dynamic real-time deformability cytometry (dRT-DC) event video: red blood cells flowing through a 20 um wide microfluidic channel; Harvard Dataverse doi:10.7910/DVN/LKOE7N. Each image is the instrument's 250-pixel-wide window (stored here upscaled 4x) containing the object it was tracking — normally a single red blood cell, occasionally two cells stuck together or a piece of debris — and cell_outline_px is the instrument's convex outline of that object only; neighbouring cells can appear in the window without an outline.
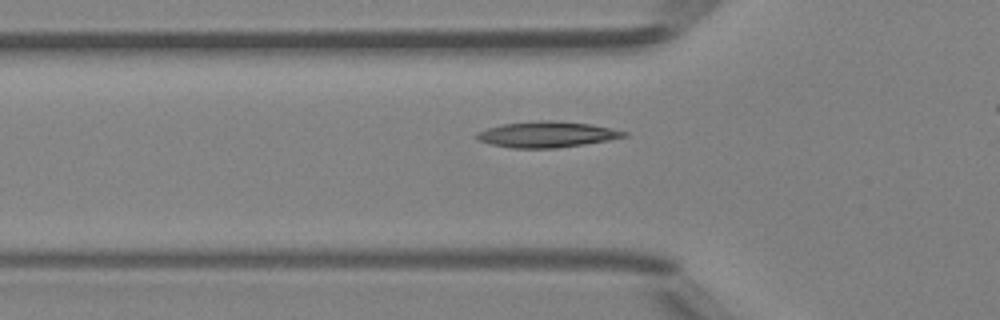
{"species": "Egyptian fruit bat (a non-hibernating species)", "species_latin": "Rousettus aegyptiacus", "temperature_condition": "room temperature", "stored_images_in_passage": 29, "camera_frame_rate_fps": 3000, "um_per_image_px": 0.085, "animal": {"sex": "female"}, "frame": {"image": 1, "passage_image": 3, "time_ms": 0.667, "image_size_px": [1000, 320], "cell_outline_px": [[628, 136], [608, 140], [584, 144], [556, 148], [512, 148], [492, 144], [476, 140], [472, 136], [476, 132], [488, 128], [504, 124], [540, 120], [556, 120], [588, 124], [628, 132]], "centroid_in_image_um": [46.43, 11.43], "position_along_channel_um": 79.4, "area_um2": 22.14}}
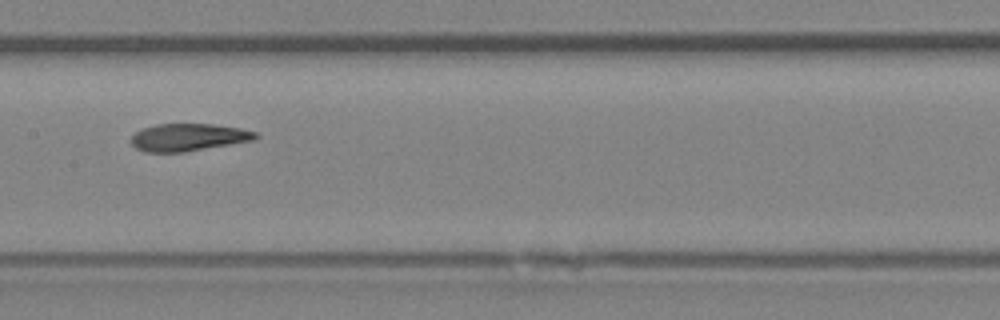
{"frame": {"image": 2, "passage_image": 11, "time_ms": 3.333, "image_size_px": [1000, 320], "cell_outline_px": [[260, 136], [256, 140], [184, 152], [144, 152], [136, 148], [132, 144], [132, 136], [136, 132], [144, 128], [156, 124], [212, 124], [240, 128], [256, 132]], "centroid_in_image_um": [16.05, 11.67], "position_along_channel_um": 191.4, "area_um2": 19.88}}
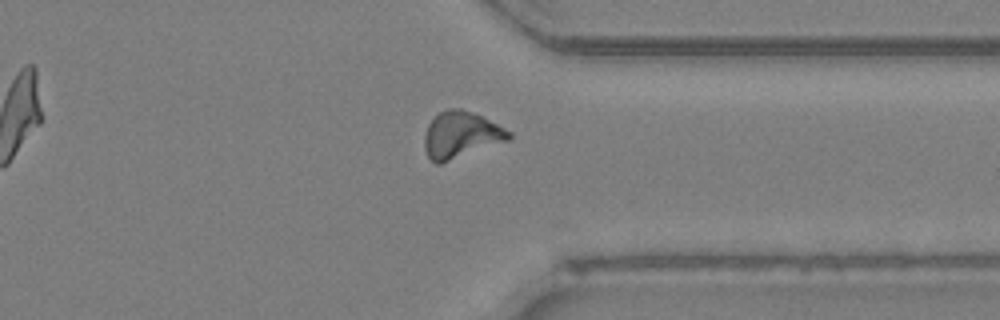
{"frame": {"image": 3, "passage_image": 24, "time_ms": 7.667, "image_size_px": [1000, 320], "cell_outline_px": [[512, 140], [440, 164], [436, 164], [428, 156], [424, 148], [424, 136], [428, 124], [440, 112], [448, 108], [460, 108], [472, 112], [512, 132]], "centroid_in_image_um": [39.2, 11.48], "position_along_channel_um": 372.2, "area_um2": 22.95}, "authors_computed_cell_mechanics": {"area_um2": 20.2878, "velocity_mm_per_s": 4.218, "shape_relaxation_time_tau1_ms": 7.0077, "shape_relaxation_time_tau2_ms": 2.3095, "deformation_change_tau1": 0.2048, "deformation_change_tau2": 0.1004}}